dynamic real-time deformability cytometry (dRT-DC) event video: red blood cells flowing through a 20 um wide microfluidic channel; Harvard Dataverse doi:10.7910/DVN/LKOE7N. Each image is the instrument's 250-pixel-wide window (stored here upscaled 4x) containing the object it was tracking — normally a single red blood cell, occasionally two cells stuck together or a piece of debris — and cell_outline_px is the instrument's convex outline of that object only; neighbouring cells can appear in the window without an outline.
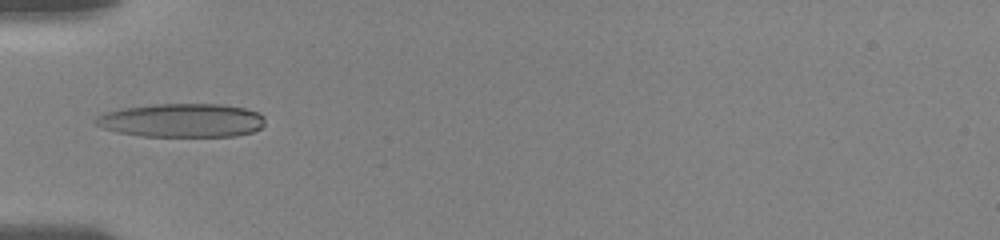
{"species": "human", "species_latin": "Homo sapiens", "temperature_condition": "room temperature", "stored_images_in_passage": 19, "camera_frame_rate_fps": 3000, "um_per_image_px": 0.085, "donor": {"sex": "female"}, "frame": {"image": 1, "passage_image": 9, "time_ms": 6.0, "image_size_px": [1000, 240], "cell_outline_px": [[264, 124], [260, 128], [252, 132], [236, 136], [144, 136], [116, 132], [100, 128], [92, 124], [92, 120], [96, 116], [104, 112], [120, 108], [152, 104], [224, 104], [244, 108], [256, 112], [264, 116]], "centroid_in_image_um": [15.37, 10.23], "position_along_channel_um": 69.6, "area_um2": 33.7}}
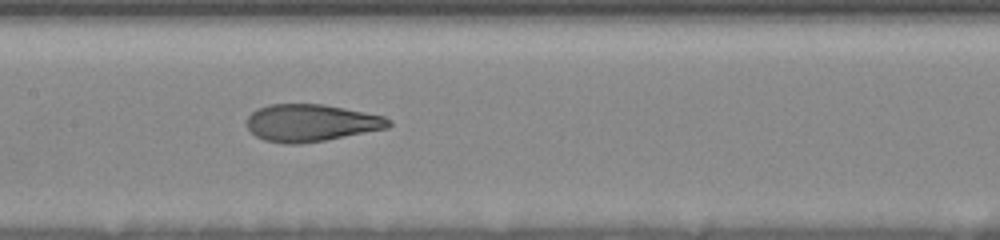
{"frame": {"image": 2, "passage_image": 15, "time_ms": 9.0, "image_size_px": [1000, 240], "cell_outline_px": [[392, 124], [388, 128], [324, 140], [300, 144], [284, 144], [264, 140], [256, 136], [248, 128], [248, 116], [256, 108], [268, 104], [324, 104], [384, 116], [392, 120]], "centroid_in_image_um": [26.44, 10.44], "position_along_channel_um": 181.0, "area_um2": 30.75}}
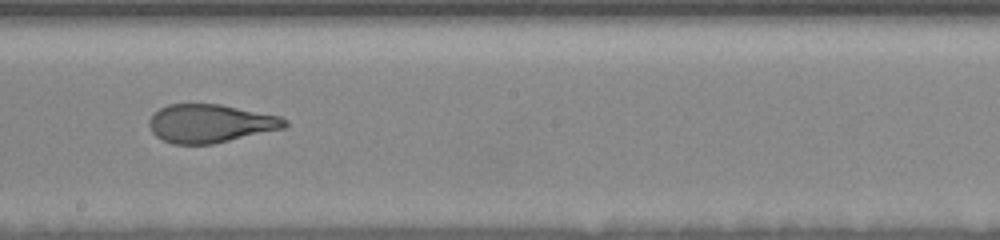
{"frame": {"image": 3, "passage_image": 18, "time_ms": 10.333, "image_size_px": [1000, 240], "cell_outline_px": [[288, 124], [284, 128], [212, 144], [172, 144], [160, 140], [152, 132], [148, 124], [148, 120], [160, 108], [168, 104], [220, 104], [280, 116], [288, 120]], "centroid_in_image_um": [17.86, 10.5], "position_along_channel_um": 230.3, "area_um2": 30.29}}